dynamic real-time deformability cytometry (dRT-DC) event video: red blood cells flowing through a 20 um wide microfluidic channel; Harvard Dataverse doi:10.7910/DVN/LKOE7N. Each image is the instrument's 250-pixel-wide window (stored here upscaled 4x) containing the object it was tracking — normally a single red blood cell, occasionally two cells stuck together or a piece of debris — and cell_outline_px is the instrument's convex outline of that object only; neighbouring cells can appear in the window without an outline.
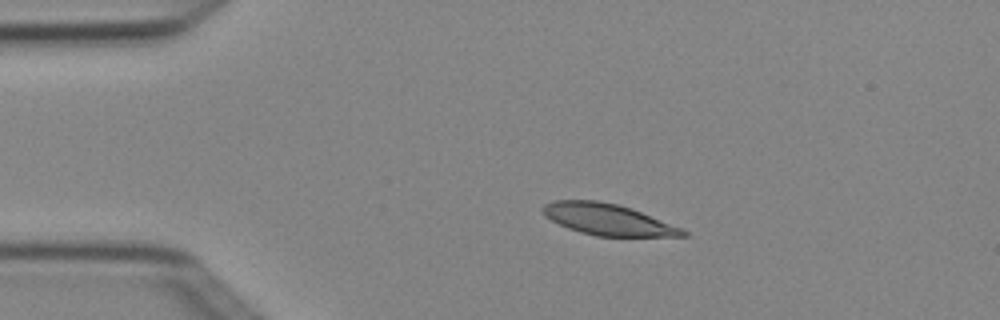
{"species": "Egyptian fruit bat (a non-hibernating species)", "species_latin": "Rousettus aegyptiacus", "temperature_condition": "cold", "stored_images_in_passage": 4, "camera_frame_rate_fps": 3000, "um_per_image_px": 0.085, "animal": {"sex": "female"}, "frame": {"image": 1, "passage_image": 3, "time_ms": 0.667, "image_size_px": [1000, 320], "cell_outline_px": [[688, 236], [596, 236], [580, 232], [568, 228], [544, 216], [540, 208], [544, 204], [552, 200], [596, 200], [620, 204], [632, 208], [684, 228], [688, 232]], "centroid_in_image_um": [51.68, 18.64], "position_along_channel_um": 33.3, "area_um2": 25.84}}